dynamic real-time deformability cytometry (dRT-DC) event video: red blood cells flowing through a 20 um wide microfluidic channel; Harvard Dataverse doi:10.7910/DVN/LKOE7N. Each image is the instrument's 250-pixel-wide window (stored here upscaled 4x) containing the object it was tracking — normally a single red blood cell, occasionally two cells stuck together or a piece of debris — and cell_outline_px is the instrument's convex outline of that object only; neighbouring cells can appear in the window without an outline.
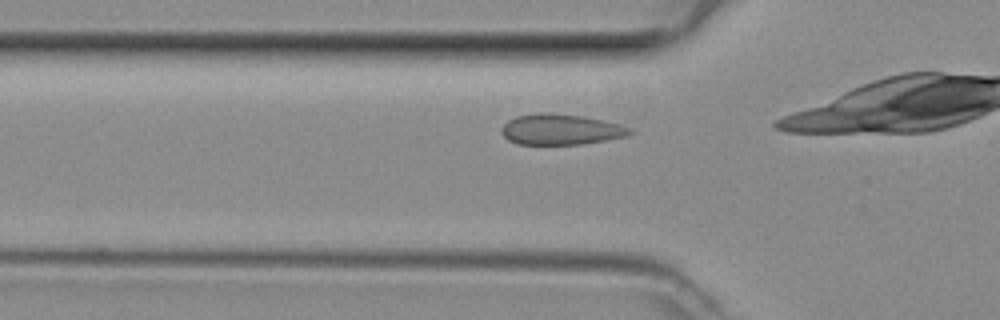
{"species": "common noctule bat (a hibernating species)", "species_latin": "Nyctalus noctula", "temperature_condition": "room temperature", "stored_images_in_passage": 13, "camera_frame_rate_fps": 3000, "um_per_image_px": 0.085, "animal": {"sex": "female", "body_mass_g": 29.2, "forearm_length_mm": 56.3}, "frame": {"image": 1, "passage_image": 8, "time_ms": 2.333, "image_size_px": [1000, 320], "cell_outline_px": [[636, 132], [628, 136], [584, 144], [516, 144], [508, 140], [500, 132], [500, 128], [508, 120], [516, 116], [540, 112], [548, 112], [584, 116], [604, 120], [620, 124], [632, 128]], "centroid_in_image_um": [47.69, 11.0], "position_along_channel_um": 78.1, "area_um2": 23.35}}
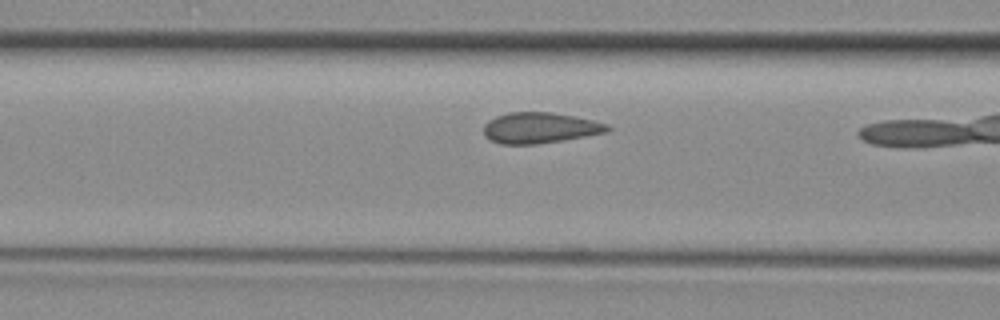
{"frame": {"image": 2, "passage_image": 11, "time_ms": 3.333, "image_size_px": [1000, 320], "cell_outline_px": [[612, 128], [604, 132], [564, 140], [536, 144], [500, 144], [484, 136], [484, 124], [488, 120], [496, 116], [508, 112], [552, 112], [576, 116], [608, 124]], "centroid_in_image_um": [45.86, 10.86], "position_along_channel_um": 120.7, "area_um2": 22.2}}